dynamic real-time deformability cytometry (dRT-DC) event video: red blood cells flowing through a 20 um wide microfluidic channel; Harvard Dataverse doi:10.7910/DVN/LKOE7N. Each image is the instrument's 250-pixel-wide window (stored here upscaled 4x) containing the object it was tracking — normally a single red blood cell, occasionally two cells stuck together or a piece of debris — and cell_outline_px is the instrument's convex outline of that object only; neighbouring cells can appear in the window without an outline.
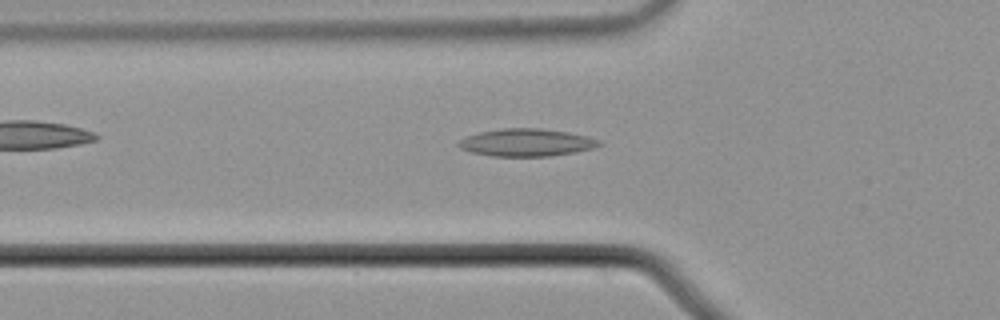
{"species": "common noctule bat (a hibernating species)", "species_latin": "Nyctalus noctula", "temperature_condition": "cold", "stored_images_in_passage": 38, "camera_frame_rate_fps": 3000, "um_per_image_px": 0.085, "animal": {"sex": "male", "body_mass_g": 21.5, "forearm_length_mm": 52.0}, "frame": {"image": 1, "passage_image": 2, "time_ms": 0.333, "image_size_px": [1000, 320], "cell_outline_px": [[600, 144], [592, 148], [576, 152], [548, 156], [492, 156], [472, 152], [460, 148], [456, 144], [464, 136], [480, 132], [504, 128], [540, 128], [568, 132], [588, 136], [600, 140]], "centroid_in_image_um": [44.73, 12.11], "position_along_channel_um": 81.1, "area_um2": 22.48}}
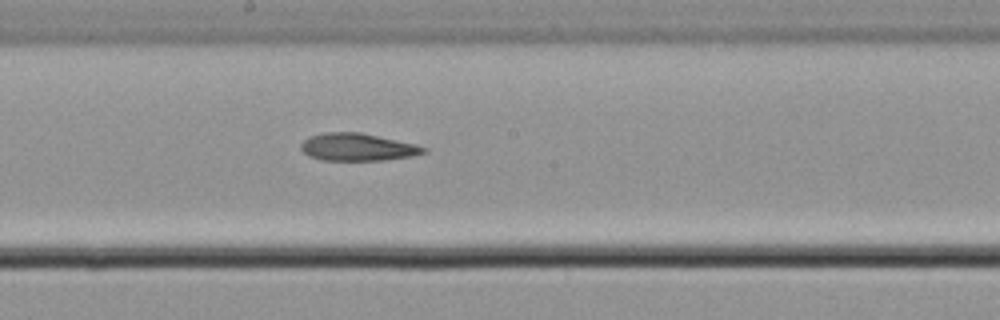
{"frame": {"image": 2, "passage_image": 13, "time_ms": 4.0, "image_size_px": [1000, 320], "cell_outline_px": [[428, 152], [412, 156], [384, 160], [320, 160], [308, 156], [300, 148], [300, 144], [308, 136], [324, 132], [360, 132], [416, 144], [428, 148]], "centroid_in_image_um": [30.38, 12.5], "position_along_channel_um": 217.8, "area_um2": 19.83}}
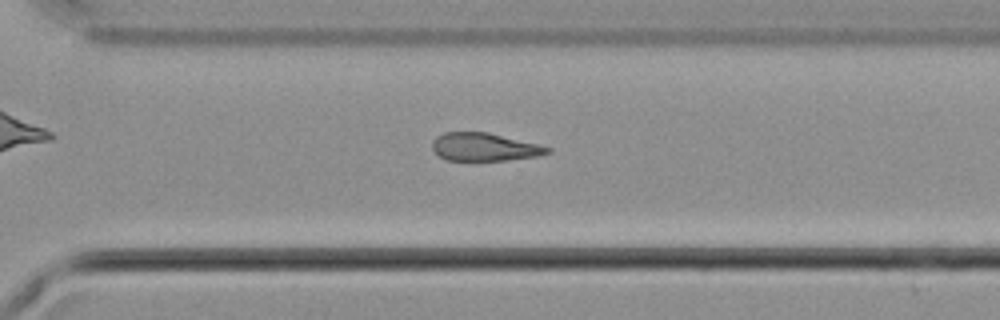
{"frame": {"image": 3, "passage_image": 22, "time_ms": 7.0, "image_size_px": [1000, 320], "cell_outline_px": [[552, 152], [536, 156], [508, 160], [448, 160], [440, 156], [432, 148], [432, 140], [436, 136], [444, 132], [488, 132], [552, 148]], "centroid_in_image_um": [41.16, 12.49], "position_along_channel_um": 329.4, "area_um2": 18.61}, "authors_computed_cell_mechanics": {"area_um2": 20.0566, "velocity_mm_per_s": 3.721, "shape_relaxation_time_tau1_ms": 5.7972, "shape_relaxation_time_tau2_ms": 4.2025, "deformation_change_tau1": 0.1056, "deformation_change_tau2": 0.1267}}